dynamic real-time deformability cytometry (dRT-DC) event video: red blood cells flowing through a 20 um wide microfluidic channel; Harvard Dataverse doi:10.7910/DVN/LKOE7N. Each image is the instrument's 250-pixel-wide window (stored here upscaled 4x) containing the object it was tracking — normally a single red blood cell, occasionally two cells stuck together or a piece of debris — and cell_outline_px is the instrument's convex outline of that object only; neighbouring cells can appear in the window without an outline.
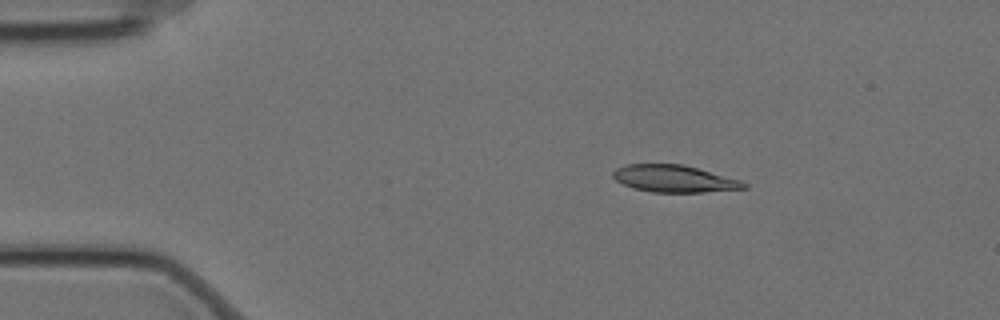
{"species": "Egyptian fruit bat (a non-hibernating species)", "species_latin": "Rousettus aegyptiacus", "temperature_condition": "cold", "stored_images_in_passage": 5, "camera_frame_rate_fps": 3000, "um_per_image_px": 0.085, "animal": {"sex": "female"}, "frame": {"image": 1, "passage_image": 3, "time_ms": 0.667, "image_size_px": [1000, 320], "cell_outline_px": [[748, 188], [704, 192], [652, 192], [636, 188], [624, 184], [616, 180], [612, 176], [612, 172], [616, 168], [628, 164], [680, 164], [696, 168], [740, 180], [748, 184]], "centroid_in_image_um": [57.3, 15.19], "position_along_channel_um": 27.7, "area_um2": 20.35}}